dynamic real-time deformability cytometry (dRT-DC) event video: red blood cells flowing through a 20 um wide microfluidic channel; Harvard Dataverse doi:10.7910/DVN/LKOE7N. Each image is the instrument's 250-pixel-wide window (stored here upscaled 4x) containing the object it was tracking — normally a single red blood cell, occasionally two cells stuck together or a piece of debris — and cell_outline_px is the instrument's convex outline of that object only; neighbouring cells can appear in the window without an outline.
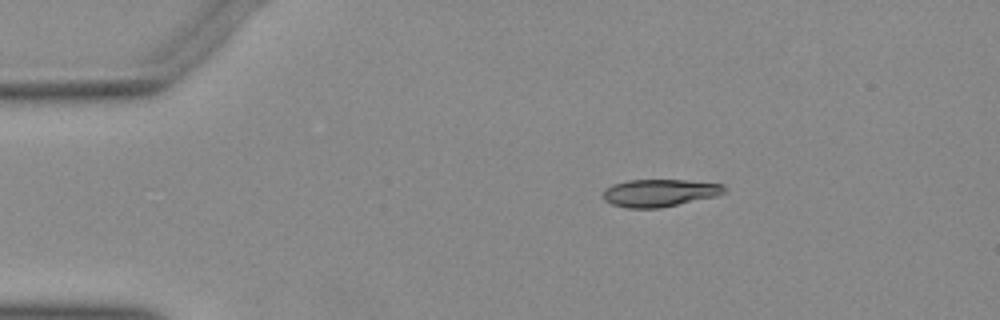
{"species": "Egyptian fruit bat (a non-hibernating species)", "species_latin": "Rousettus aegyptiacus", "temperature_condition": "warm", "stored_images_in_passage": 44, "camera_frame_rate_fps": 3000, "um_per_image_px": 0.085, "animal": {"sex": "female"}, "frame": {"image": 1, "passage_image": 1, "time_ms": 0.0, "image_size_px": [1000, 320], "cell_outline_px": [[728, 192], [716, 196], [660, 208], [628, 208], [612, 204], [604, 200], [604, 188], [612, 184], [628, 180], [684, 180], [724, 184], [728, 188]], "centroid_in_image_um": [56.1, 16.39], "position_along_channel_um": 28.9, "area_um2": 19.54}}
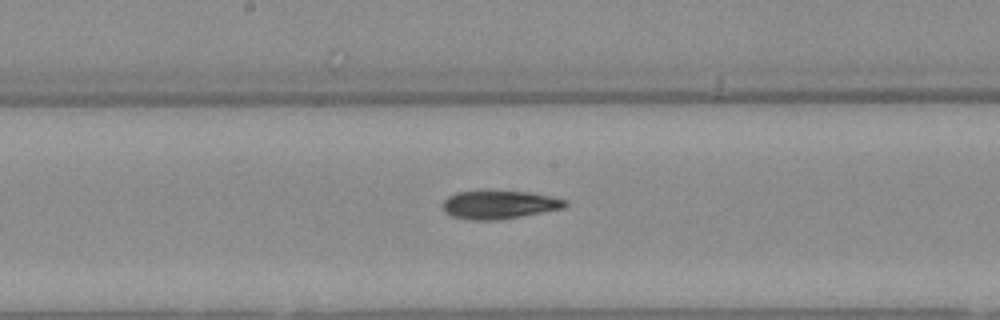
{"frame": {"image": 2, "passage_image": 19, "time_ms": 6.0, "image_size_px": [1000, 320], "cell_outline_px": [[568, 204], [564, 208], [520, 216], [492, 220], [472, 220], [452, 216], [444, 212], [440, 204], [448, 196], [456, 192], [528, 192], [552, 196], [568, 200]], "centroid_in_image_um": [42.42, 17.4], "position_along_channel_um": 205.8, "area_um2": 19.94}}
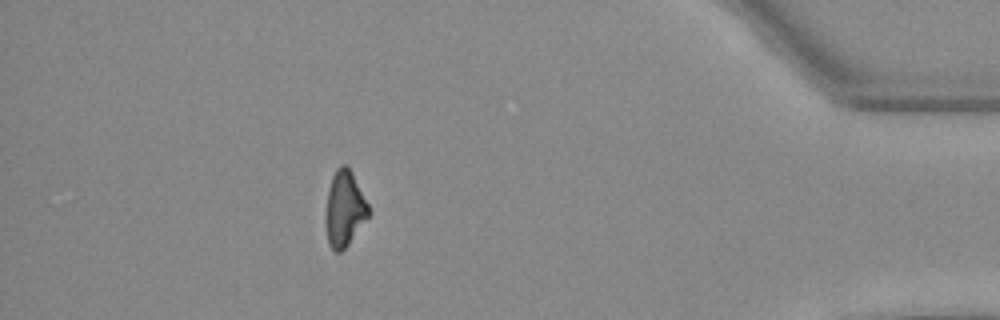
{"frame": {"image": 3, "passage_image": 38, "time_ms": 12.333, "image_size_px": [1000, 320], "cell_outline_px": [[372, 212], [348, 244], [340, 252], [332, 252], [328, 244], [324, 224], [324, 220], [328, 188], [332, 176], [336, 168], [340, 164], [344, 164], [352, 172]], "centroid_in_image_um": [29.25, 17.77], "position_along_channel_um": 405.9, "area_um2": 19.25}}